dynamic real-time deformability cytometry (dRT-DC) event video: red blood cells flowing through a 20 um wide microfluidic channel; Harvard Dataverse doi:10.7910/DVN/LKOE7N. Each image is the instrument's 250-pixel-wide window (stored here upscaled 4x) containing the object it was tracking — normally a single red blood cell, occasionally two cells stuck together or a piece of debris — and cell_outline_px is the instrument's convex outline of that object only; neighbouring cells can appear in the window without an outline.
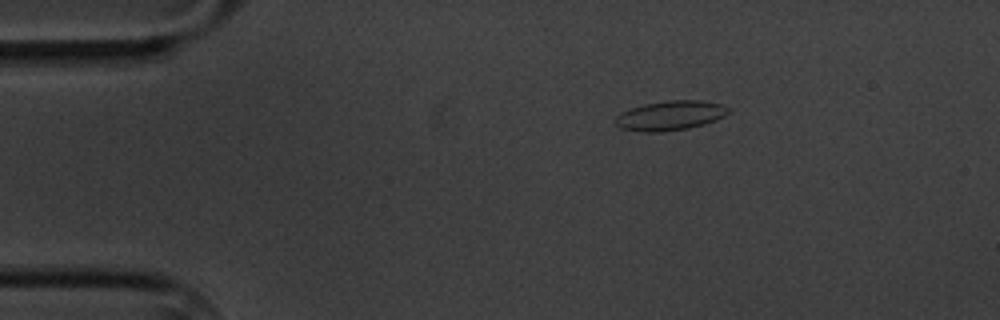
{"species": "common noctule bat (a hibernating species)", "species_latin": "Nyctalus noctula", "temperature_condition": "cold", "stored_images_in_passage": 5, "camera_frame_rate_fps": 3000, "um_per_image_px": 0.085, "animal": {"sex": "male", "body_mass_g": 20.1, "forearm_length_mm": 53.5}, "frame": {"image": 1, "passage_image": 3, "time_ms": 2.333, "image_size_px": [1000, 320], "cell_outline_px": [[728, 112], [724, 116], [716, 120], [704, 124], [688, 128], [660, 132], [640, 132], [620, 128], [616, 124], [616, 116], [632, 108], [644, 104], [668, 100], [700, 100], [724, 104], [728, 108]], "centroid_in_image_um": [56.99, 9.82], "position_along_channel_um": 28.0, "area_um2": 19.36}}